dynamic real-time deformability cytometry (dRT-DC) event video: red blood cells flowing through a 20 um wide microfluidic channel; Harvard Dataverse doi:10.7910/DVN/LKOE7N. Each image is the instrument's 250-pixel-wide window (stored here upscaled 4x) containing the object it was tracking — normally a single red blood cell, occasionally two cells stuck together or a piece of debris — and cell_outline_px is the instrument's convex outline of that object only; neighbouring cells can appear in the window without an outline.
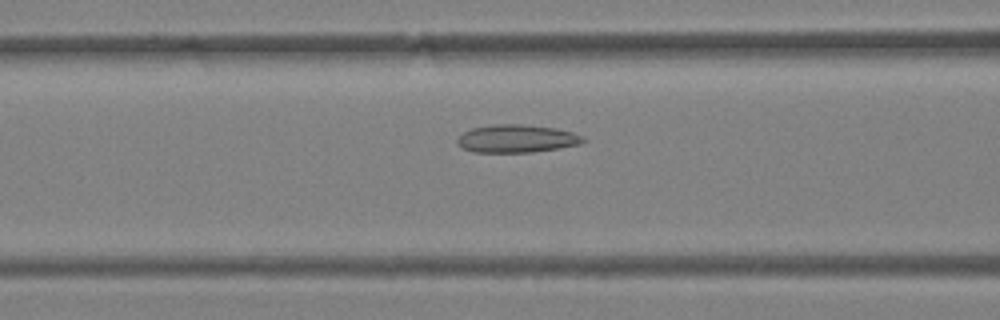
{"species": "Egyptian fruit bat (a non-hibernating species)", "species_latin": "Rousettus aegyptiacus", "temperature_condition": "warm", "stored_images_in_passage": 46, "camera_frame_rate_fps": 3000, "um_per_image_px": 0.085, "animal": {"sex": "female"}, "frame": {"image": 1, "passage_image": 19, "time_ms": 6.0, "image_size_px": [1000, 320], "cell_outline_px": [[588, 140], [580, 144], [560, 148], [532, 152], [472, 152], [460, 148], [456, 144], [456, 140], [464, 132], [472, 128], [492, 124], [524, 124], [556, 128], [572, 132], [584, 136]], "centroid_in_image_um": [43.92, 11.78], "position_along_channel_um": 122.7, "area_um2": 20.75}}
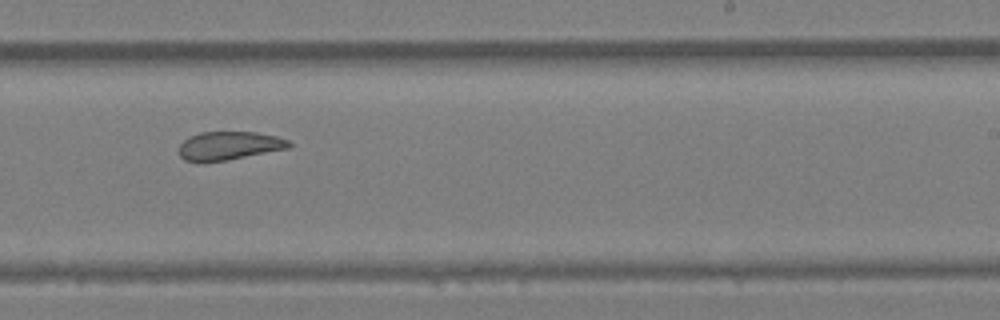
{"frame": {"image": 2, "passage_image": 29, "time_ms": 9.333, "image_size_px": [1000, 320], "cell_outline_px": [[292, 144], [288, 148], [228, 160], [184, 160], [180, 156], [180, 144], [188, 136], [200, 132], [256, 132], [276, 136], [288, 140]], "centroid_in_image_um": [19.49, 12.36], "position_along_channel_um": 269.5, "area_um2": 17.86}}
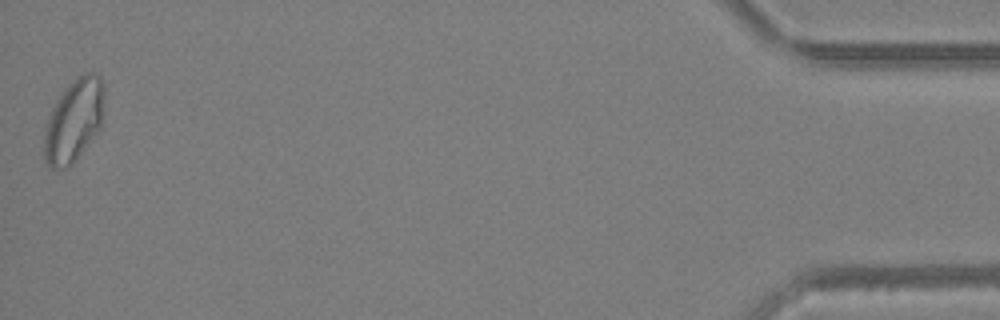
{"frame": {"image": 3, "passage_image": 46, "time_ms": 15.0, "image_size_px": [1000, 320], "cell_outline_px": [[104, 104], [100, 128], [72, 164], [64, 168], [52, 168], [44, 164], [44, 132], [52, 108], [56, 100], [64, 88], [76, 76], [84, 72], [96, 72], [104, 80]], "centroid_in_image_um": [6.29, 10.19], "position_along_channel_um": 428.9, "area_um2": 29.25}, "authors_computed_cell_mechanics": {"area_um2": 22.7732, "velocity_mm_per_s": 4.4255, "shape_relaxation_time_tau1_ms": null, "shape_relaxation_time_tau2_ms": 3.2387, "deformation_change_tau1": null, "deformation_change_tau2": 0.0994}}